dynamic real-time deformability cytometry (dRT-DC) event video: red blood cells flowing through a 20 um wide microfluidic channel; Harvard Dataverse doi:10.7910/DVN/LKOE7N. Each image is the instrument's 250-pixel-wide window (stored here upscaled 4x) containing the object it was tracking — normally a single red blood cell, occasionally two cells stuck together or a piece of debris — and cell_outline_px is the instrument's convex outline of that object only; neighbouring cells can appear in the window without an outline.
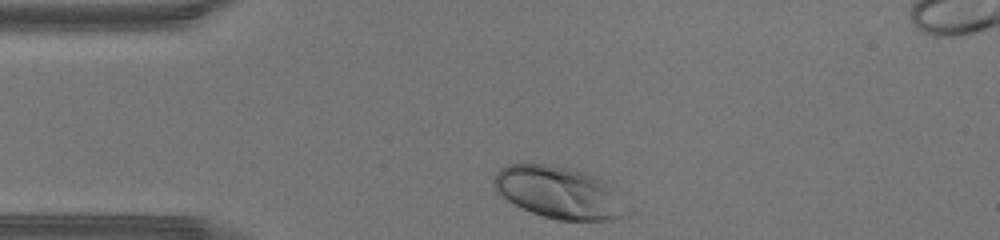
{"species": "human", "species_latin": "Homo sapiens", "temperature_condition": "warm", "stored_images_in_passage": 26, "camera_frame_rate_fps": 3000, "um_per_image_px": 0.085, "donor": {"sex": "male"}, "frame": {"image": 1, "passage_image": 1, "time_ms": 0.0, "image_size_px": [1000, 240], "cell_outline_px": [[624, 216], [612, 220], [556, 220], [532, 212], [508, 200], [496, 192], [492, 180], [496, 172], [500, 168], [508, 164], [548, 164], [572, 168], [596, 176], [612, 184], [616, 188]], "centroid_in_image_um": [47.47, 16.33], "position_along_channel_um": 37.5, "area_um2": 40.0}}
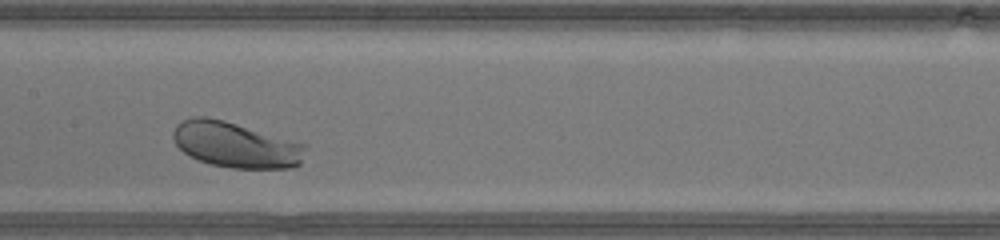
{"frame": {"image": 2, "passage_image": 13, "time_ms": 4.0, "image_size_px": [1000, 240], "cell_outline_px": [[308, 144], [300, 164], [292, 168], [232, 168], [212, 164], [196, 160], [184, 152], [176, 144], [172, 136], [172, 132], [176, 124], [184, 120], [196, 116], [208, 116], [224, 120]], "centroid_in_image_um": [20.04, 12.3], "position_along_channel_um": 187.4, "area_um2": 35.37}}
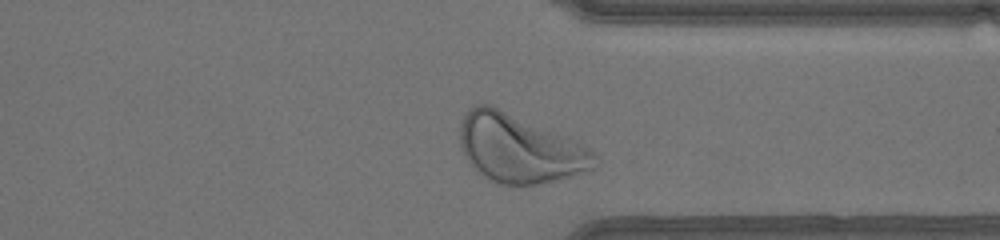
{"frame": {"image": 3, "passage_image": 25, "time_ms": 8.0, "image_size_px": [1000, 240], "cell_outline_px": [[600, 160], [596, 168], [572, 176], [540, 184], [500, 184], [484, 176], [464, 156], [460, 144], [460, 124], [464, 112], [472, 104], [492, 104], [580, 144], [588, 148]], "centroid_in_image_um": [44.13, 12.61], "position_along_channel_um": 367.3, "area_um2": 53.18}}